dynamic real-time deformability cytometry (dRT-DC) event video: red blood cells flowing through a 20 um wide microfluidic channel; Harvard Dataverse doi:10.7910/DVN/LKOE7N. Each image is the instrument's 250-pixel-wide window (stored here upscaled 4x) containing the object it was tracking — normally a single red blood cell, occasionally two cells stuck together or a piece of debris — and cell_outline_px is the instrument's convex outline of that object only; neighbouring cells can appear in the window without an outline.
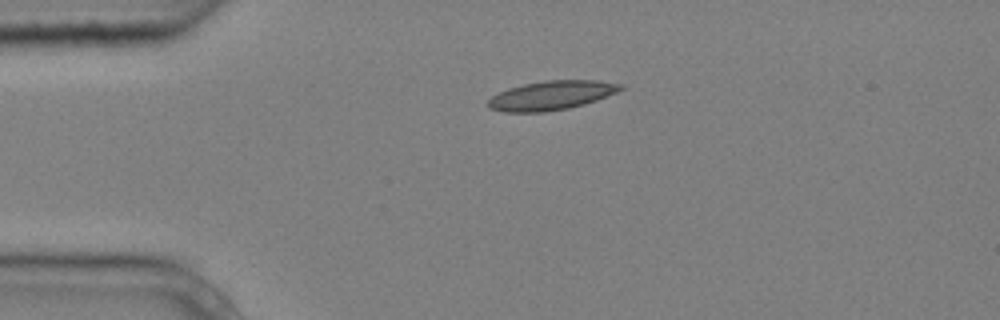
{"species": "common noctule bat (a hibernating species)", "species_latin": "Nyctalus noctula", "temperature_condition": "cold", "stored_images_in_passage": 2, "camera_frame_rate_fps": 3000, "um_per_image_px": 0.085, "animal": {"sex": "male", "body_mass_g": 20.4}, "frame": {"image": 1, "passage_image": 1, "time_ms": 0.0, "image_size_px": [1000, 320], "cell_outline_px": [[624, 88], [616, 92], [596, 100], [584, 104], [568, 108], [544, 112], [504, 112], [488, 108], [488, 100], [492, 96], [508, 88], [524, 84], [544, 80], [596, 80], [624, 84]], "centroid_in_image_um": [46.86, 8.1], "position_along_channel_um": 38.1, "area_um2": 22.43}}